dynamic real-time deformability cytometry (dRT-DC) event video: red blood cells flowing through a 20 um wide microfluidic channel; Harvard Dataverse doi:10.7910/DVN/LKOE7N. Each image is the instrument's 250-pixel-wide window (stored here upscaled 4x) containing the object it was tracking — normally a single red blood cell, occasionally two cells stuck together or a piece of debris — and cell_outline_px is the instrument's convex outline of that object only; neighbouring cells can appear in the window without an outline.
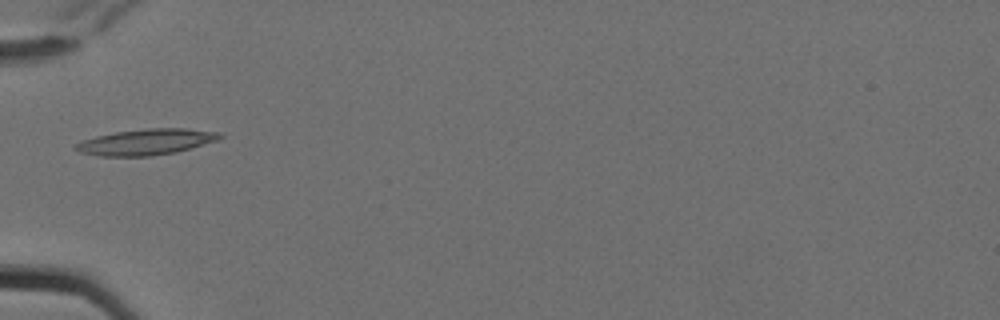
{"species": "Egyptian fruit bat (a non-hibernating species)", "species_latin": "Rousettus aegyptiacus", "temperature_condition": "cold", "stored_images_in_passage": 4, "camera_frame_rate_fps": 3000, "um_per_image_px": 0.085, "animal": {"sex": "female"}, "frame": {"image": 1, "passage_image": 2, "time_ms": 0.333, "image_size_px": [1000, 320], "cell_outline_px": [[224, 136], [220, 140], [176, 152], [152, 156], [96, 156], [80, 152], [72, 148], [72, 144], [96, 136], [116, 132], [148, 128], [184, 128], [220, 132]], "centroid_in_image_um": [12.43, 12.07], "position_along_channel_um": 72.6, "area_um2": 22.02}}
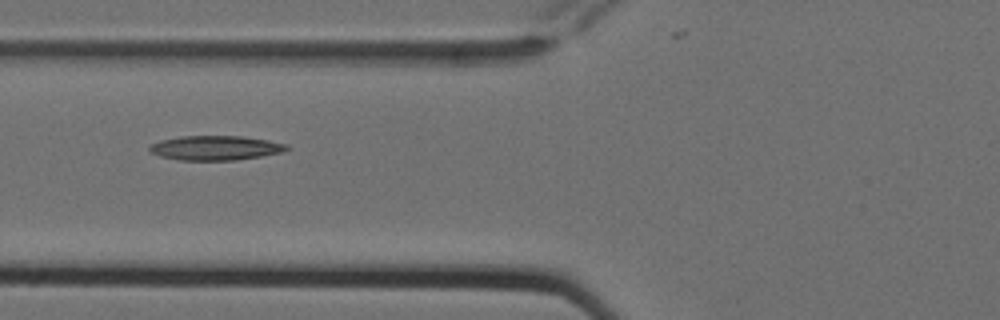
{"frame": {"image": 2, "passage_image": 3, "time_ms": 0.667, "image_size_px": [1000, 320], "cell_outline_px": [[292, 148], [280, 152], [260, 156], [236, 160], [176, 160], [160, 156], [152, 152], [148, 148], [152, 144], [160, 140], [180, 136], [240, 136], [268, 140], [288, 144]], "centroid_in_image_um": [18.32, 12.57], "position_along_channel_um": 107.5, "area_um2": 19.54}}
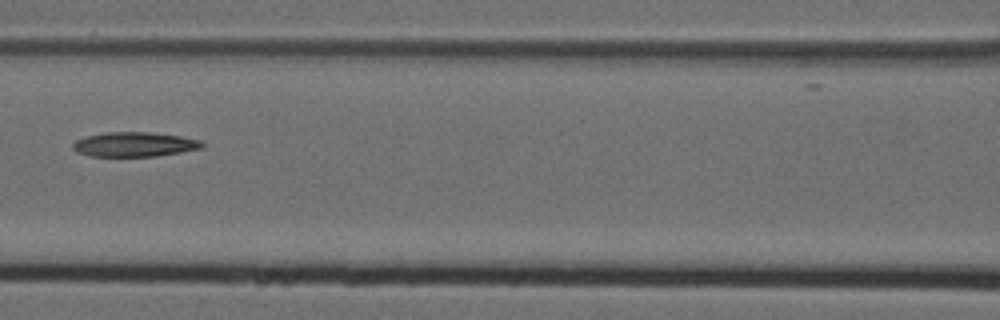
{"frame": {"image": 3, "passage_image": 4, "time_ms": 1.0, "image_size_px": [1000, 320], "cell_outline_px": [[204, 148], [156, 156], [92, 156], [76, 152], [72, 148], [72, 144], [76, 140], [88, 136], [104, 132], [148, 132], [180, 136], [200, 140], [204, 144]], "centroid_in_image_um": [11.43, 12.27], "position_along_channel_um": 155.2, "area_um2": 18.44}}